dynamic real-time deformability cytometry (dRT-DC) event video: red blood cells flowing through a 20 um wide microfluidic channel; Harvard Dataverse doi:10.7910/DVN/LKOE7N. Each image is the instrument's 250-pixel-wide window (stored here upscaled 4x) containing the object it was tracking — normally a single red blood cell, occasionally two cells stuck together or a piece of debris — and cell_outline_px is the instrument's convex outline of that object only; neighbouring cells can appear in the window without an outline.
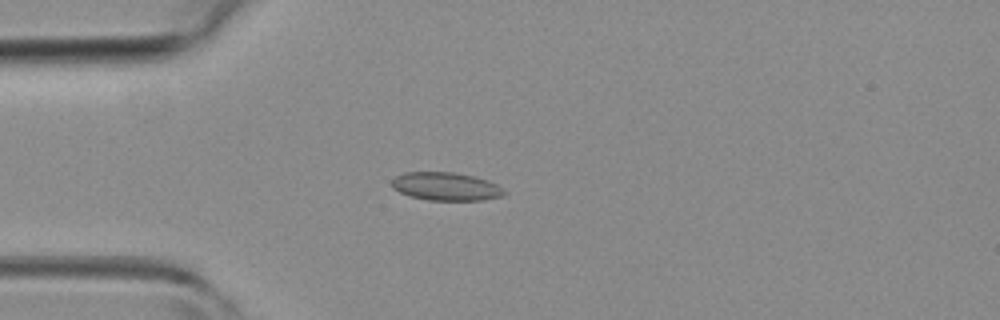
{"species": "common noctule bat (a hibernating species)", "species_latin": "Nyctalus noctula", "temperature_condition": "room temperature", "stored_images_in_passage": 4, "camera_frame_rate_fps": 3000, "um_per_image_px": 0.085, "animal": {"sex": "female", "body_mass_g": 19.3, "forearm_length_mm": 54.1}, "frame": {"image": 1, "passage_image": 4, "time_ms": 3.667, "image_size_px": [1000, 320], "cell_outline_px": [[508, 192], [504, 196], [484, 200], [428, 200], [412, 196], [400, 192], [392, 188], [392, 180], [396, 176], [404, 172], [452, 172], [472, 176], [488, 180], [504, 188]], "centroid_in_image_um": [37.95, 15.85], "position_along_channel_um": 47.1, "area_um2": 18.5}}